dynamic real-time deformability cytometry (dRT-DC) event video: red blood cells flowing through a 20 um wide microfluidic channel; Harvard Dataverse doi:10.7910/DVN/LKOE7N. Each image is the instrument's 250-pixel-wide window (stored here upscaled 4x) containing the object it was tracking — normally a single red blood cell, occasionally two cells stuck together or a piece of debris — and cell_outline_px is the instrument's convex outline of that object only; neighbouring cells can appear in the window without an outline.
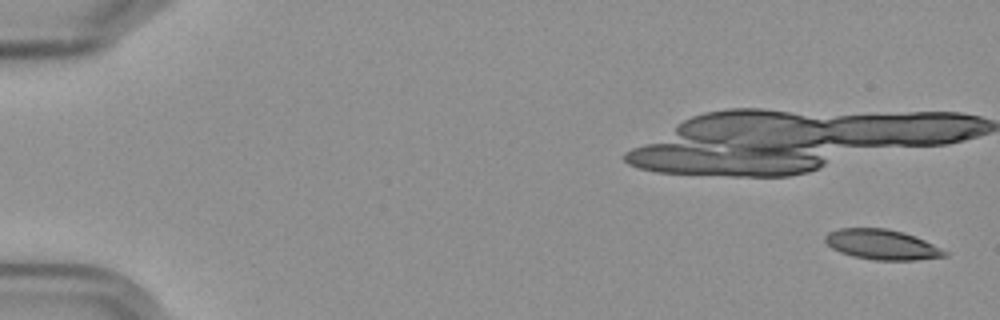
{"species": "Egyptian fruit bat (a non-hibernating species)", "species_latin": "Rousettus aegyptiacus", "temperature_condition": "cold", "stored_images_in_passage": 10, "camera_frame_rate_fps": 3000, "um_per_image_px": 0.085, "frame": {"image": 1, "passage_image": 1, "time_ms": 0.0, "image_size_px": [1000, 320], "cell_outline_px": [[948, 256], [916, 260], [872, 260], [852, 256], [840, 252], [832, 248], [824, 240], [824, 236], [828, 232], [840, 228], [888, 228], [904, 232], [924, 240], [948, 252]], "centroid_in_image_um": [74.95, 20.79], "position_along_channel_um": 10.1, "area_um2": 21.04}}
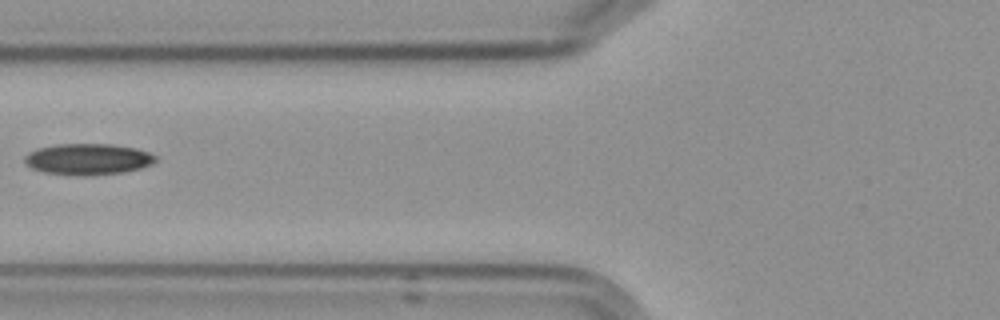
{"frame": {"image": 2, "passage_image": 7, "time_ms": 8.0, "image_size_px": [1000, 320], "cell_outline_px": [[156, 160], [152, 164], [140, 168], [124, 172], [44, 172], [32, 168], [24, 160], [24, 156], [28, 152], [40, 148], [56, 144], [112, 144], [136, 148], [148, 152], [156, 156]], "centroid_in_image_um": [7.51, 13.46], "position_along_channel_um": 118.3, "area_um2": 22.54}}